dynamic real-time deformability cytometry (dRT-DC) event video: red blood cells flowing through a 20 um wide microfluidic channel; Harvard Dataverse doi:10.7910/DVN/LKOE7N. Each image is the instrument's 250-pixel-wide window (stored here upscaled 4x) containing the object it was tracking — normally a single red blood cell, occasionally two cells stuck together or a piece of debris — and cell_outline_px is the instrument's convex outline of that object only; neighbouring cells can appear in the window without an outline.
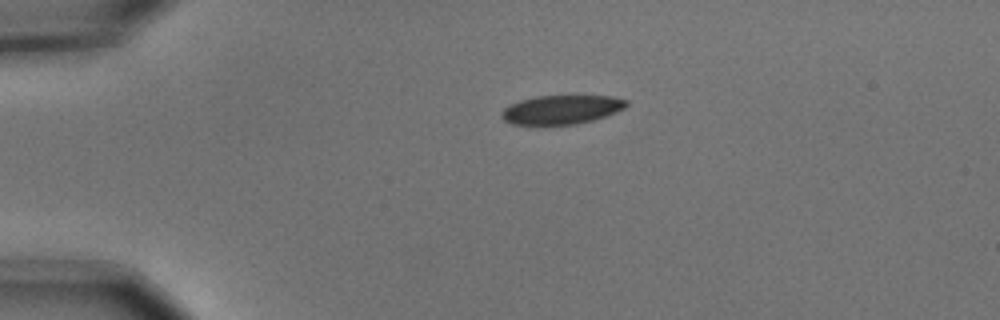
{"species": "common noctule bat (a hibernating species)", "species_latin": "Nyctalus noctula", "temperature_condition": "cold", "stored_images_in_passage": 2, "camera_frame_rate_fps": 3000, "um_per_image_px": 0.085, "animal": {"sex": "male", "body_mass_g": 15.6}, "frame": {"image": 1, "passage_image": 1, "time_ms": 0.0, "image_size_px": [1000, 320], "cell_outline_px": [[628, 104], [624, 108], [616, 112], [592, 120], [576, 124], [512, 124], [504, 120], [500, 116], [500, 112], [508, 104], [520, 100], [536, 96], [612, 96], [628, 100]], "centroid_in_image_um": [47.7, 9.31], "position_along_channel_um": 37.3, "area_um2": 20.98}}